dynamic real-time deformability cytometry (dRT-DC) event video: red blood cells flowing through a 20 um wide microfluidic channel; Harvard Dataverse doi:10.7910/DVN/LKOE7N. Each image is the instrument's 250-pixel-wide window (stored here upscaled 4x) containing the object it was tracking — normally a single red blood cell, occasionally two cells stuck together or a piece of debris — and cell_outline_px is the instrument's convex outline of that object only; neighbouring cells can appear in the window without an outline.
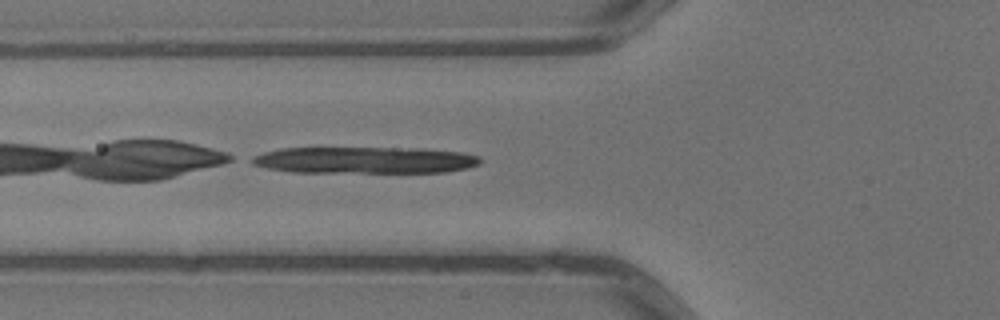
{"species": "common noctule bat (a hibernating species)", "species_latin": "Nyctalus noctula", "temperature_condition": "warm", "stored_images_in_passage": 3, "camera_frame_rate_fps": 3000, "um_per_image_px": 0.085, "animal": {"sex": "male", "body_mass_g": 13.3}, "frame": {"image": 1, "passage_image": 3, "time_ms": 0.667, "image_size_px": [1000, 320], "cell_outline_px": [[480, 164], [468, 168], [448, 172], [292, 172], [268, 168], [252, 164], [244, 160], [252, 156], [264, 152], [280, 148], [420, 148], [460, 152], [480, 156]], "centroid_in_image_um": [30.96, 13.61], "position_along_channel_um": 94.8, "area_um2": 35.72}}